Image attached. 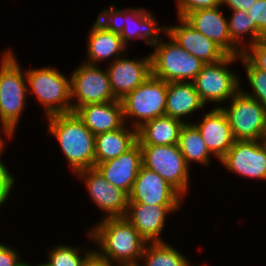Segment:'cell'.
<instances>
[{
  "mask_svg": "<svg viewBox=\"0 0 266 266\" xmlns=\"http://www.w3.org/2000/svg\"><path fill=\"white\" fill-rule=\"evenodd\" d=\"M87 232L88 240L97 245L95 251L111 264H140L147 242L124 217L99 219Z\"/></svg>",
  "mask_w": 266,
  "mask_h": 266,
  "instance_id": "6da1fadb",
  "label": "cell"
},
{
  "mask_svg": "<svg viewBox=\"0 0 266 266\" xmlns=\"http://www.w3.org/2000/svg\"><path fill=\"white\" fill-rule=\"evenodd\" d=\"M47 122L74 175L95 168V135L75 112L49 116Z\"/></svg>",
  "mask_w": 266,
  "mask_h": 266,
  "instance_id": "7a4b0ae2",
  "label": "cell"
},
{
  "mask_svg": "<svg viewBox=\"0 0 266 266\" xmlns=\"http://www.w3.org/2000/svg\"><path fill=\"white\" fill-rule=\"evenodd\" d=\"M12 49H6L0 60V129L15 136L27 104L28 84Z\"/></svg>",
  "mask_w": 266,
  "mask_h": 266,
  "instance_id": "3957f363",
  "label": "cell"
},
{
  "mask_svg": "<svg viewBox=\"0 0 266 266\" xmlns=\"http://www.w3.org/2000/svg\"><path fill=\"white\" fill-rule=\"evenodd\" d=\"M28 94L35 95L46 117L72 112L70 77L51 66L25 69Z\"/></svg>",
  "mask_w": 266,
  "mask_h": 266,
  "instance_id": "277c9868",
  "label": "cell"
},
{
  "mask_svg": "<svg viewBox=\"0 0 266 266\" xmlns=\"http://www.w3.org/2000/svg\"><path fill=\"white\" fill-rule=\"evenodd\" d=\"M116 6L111 3L99 13L119 32L125 46L133 39L142 40L152 46L162 40L160 33L167 35L168 25L159 27L156 17L145 7L119 9Z\"/></svg>",
  "mask_w": 266,
  "mask_h": 266,
  "instance_id": "5b68a950",
  "label": "cell"
},
{
  "mask_svg": "<svg viewBox=\"0 0 266 266\" xmlns=\"http://www.w3.org/2000/svg\"><path fill=\"white\" fill-rule=\"evenodd\" d=\"M166 36L167 41L162 39L151 46V75L167 83L193 82L204 64Z\"/></svg>",
  "mask_w": 266,
  "mask_h": 266,
  "instance_id": "8992f818",
  "label": "cell"
},
{
  "mask_svg": "<svg viewBox=\"0 0 266 266\" xmlns=\"http://www.w3.org/2000/svg\"><path fill=\"white\" fill-rule=\"evenodd\" d=\"M237 60H240V56L227 55L219 62L204 64L202 66L193 84L201 101L205 105L215 103L218 106L214 107L220 108L221 105L229 102L240 90V83L243 79H240V75L237 73L238 71H232L228 67Z\"/></svg>",
  "mask_w": 266,
  "mask_h": 266,
  "instance_id": "52a82bcc",
  "label": "cell"
},
{
  "mask_svg": "<svg viewBox=\"0 0 266 266\" xmlns=\"http://www.w3.org/2000/svg\"><path fill=\"white\" fill-rule=\"evenodd\" d=\"M168 83L150 75L122 100L125 123L135 129L145 122L165 115ZM132 121V122H130Z\"/></svg>",
  "mask_w": 266,
  "mask_h": 266,
  "instance_id": "ba28073f",
  "label": "cell"
},
{
  "mask_svg": "<svg viewBox=\"0 0 266 266\" xmlns=\"http://www.w3.org/2000/svg\"><path fill=\"white\" fill-rule=\"evenodd\" d=\"M143 166L155 171L183 197L190 190V167L187 165L178 144L140 145ZM190 179V180H189Z\"/></svg>",
  "mask_w": 266,
  "mask_h": 266,
  "instance_id": "9c48e42d",
  "label": "cell"
},
{
  "mask_svg": "<svg viewBox=\"0 0 266 266\" xmlns=\"http://www.w3.org/2000/svg\"><path fill=\"white\" fill-rule=\"evenodd\" d=\"M225 112L235 140L259 141L266 133V109L241 89L232 97Z\"/></svg>",
  "mask_w": 266,
  "mask_h": 266,
  "instance_id": "30bf717a",
  "label": "cell"
},
{
  "mask_svg": "<svg viewBox=\"0 0 266 266\" xmlns=\"http://www.w3.org/2000/svg\"><path fill=\"white\" fill-rule=\"evenodd\" d=\"M80 64L70 75L72 112L88 104L118 100L112 92L106 69L84 62Z\"/></svg>",
  "mask_w": 266,
  "mask_h": 266,
  "instance_id": "8fae6325",
  "label": "cell"
},
{
  "mask_svg": "<svg viewBox=\"0 0 266 266\" xmlns=\"http://www.w3.org/2000/svg\"><path fill=\"white\" fill-rule=\"evenodd\" d=\"M83 181L92 202L101 210L104 218L124 217L127 212L129 195L110 184L96 168L82 170L75 174Z\"/></svg>",
  "mask_w": 266,
  "mask_h": 266,
  "instance_id": "7c38bea8",
  "label": "cell"
},
{
  "mask_svg": "<svg viewBox=\"0 0 266 266\" xmlns=\"http://www.w3.org/2000/svg\"><path fill=\"white\" fill-rule=\"evenodd\" d=\"M219 162L239 177L266 180V150L260 140H236Z\"/></svg>",
  "mask_w": 266,
  "mask_h": 266,
  "instance_id": "4fadbf2b",
  "label": "cell"
},
{
  "mask_svg": "<svg viewBox=\"0 0 266 266\" xmlns=\"http://www.w3.org/2000/svg\"><path fill=\"white\" fill-rule=\"evenodd\" d=\"M183 199V200H182ZM184 197L158 173L141 166L132 190L129 203L146 205H182Z\"/></svg>",
  "mask_w": 266,
  "mask_h": 266,
  "instance_id": "5bb4252c",
  "label": "cell"
},
{
  "mask_svg": "<svg viewBox=\"0 0 266 266\" xmlns=\"http://www.w3.org/2000/svg\"><path fill=\"white\" fill-rule=\"evenodd\" d=\"M106 66L114 96L122 100L151 75L150 53L145 57L129 59L128 52Z\"/></svg>",
  "mask_w": 266,
  "mask_h": 266,
  "instance_id": "9a60e30c",
  "label": "cell"
},
{
  "mask_svg": "<svg viewBox=\"0 0 266 266\" xmlns=\"http://www.w3.org/2000/svg\"><path fill=\"white\" fill-rule=\"evenodd\" d=\"M86 42L87 60L82 62L90 65L101 64V62L109 58H113L114 61L129 50L123 44L119 32L101 13L98 14L92 27L89 29Z\"/></svg>",
  "mask_w": 266,
  "mask_h": 266,
  "instance_id": "2e32d148",
  "label": "cell"
},
{
  "mask_svg": "<svg viewBox=\"0 0 266 266\" xmlns=\"http://www.w3.org/2000/svg\"><path fill=\"white\" fill-rule=\"evenodd\" d=\"M223 7L220 5L215 8L195 10L188 13L184 19L195 30L213 40L227 55L241 56L243 51L231 40L228 18L224 16Z\"/></svg>",
  "mask_w": 266,
  "mask_h": 266,
  "instance_id": "e0dca14e",
  "label": "cell"
},
{
  "mask_svg": "<svg viewBox=\"0 0 266 266\" xmlns=\"http://www.w3.org/2000/svg\"><path fill=\"white\" fill-rule=\"evenodd\" d=\"M182 205H146L141 203H128L124 216L140 233L147 243L165 242L162 231L166 226L167 215L179 211Z\"/></svg>",
  "mask_w": 266,
  "mask_h": 266,
  "instance_id": "ac0fdd59",
  "label": "cell"
},
{
  "mask_svg": "<svg viewBox=\"0 0 266 266\" xmlns=\"http://www.w3.org/2000/svg\"><path fill=\"white\" fill-rule=\"evenodd\" d=\"M168 25V35L186 52L198 58L203 64H212L224 59L227 54L216 43L195 30L184 18Z\"/></svg>",
  "mask_w": 266,
  "mask_h": 266,
  "instance_id": "d6986e66",
  "label": "cell"
},
{
  "mask_svg": "<svg viewBox=\"0 0 266 266\" xmlns=\"http://www.w3.org/2000/svg\"><path fill=\"white\" fill-rule=\"evenodd\" d=\"M193 124L200 131L207 149L218 161L229 151L236 141L225 112L213 107Z\"/></svg>",
  "mask_w": 266,
  "mask_h": 266,
  "instance_id": "ffe728a7",
  "label": "cell"
},
{
  "mask_svg": "<svg viewBox=\"0 0 266 266\" xmlns=\"http://www.w3.org/2000/svg\"><path fill=\"white\" fill-rule=\"evenodd\" d=\"M142 165V149L137 141L120 156L98 163L95 168L110 184L129 195Z\"/></svg>",
  "mask_w": 266,
  "mask_h": 266,
  "instance_id": "44dd1931",
  "label": "cell"
},
{
  "mask_svg": "<svg viewBox=\"0 0 266 266\" xmlns=\"http://www.w3.org/2000/svg\"><path fill=\"white\" fill-rule=\"evenodd\" d=\"M75 113L95 136L115 131L126 124L121 100L88 104L79 107Z\"/></svg>",
  "mask_w": 266,
  "mask_h": 266,
  "instance_id": "7402d4cb",
  "label": "cell"
},
{
  "mask_svg": "<svg viewBox=\"0 0 266 266\" xmlns=\"http://www.w3.org/2000/svg\"><path fill=\"white\" fill-rule=\"evenodd\" d=\"M205 106L193 82H168L165 115L178 119L184 124L193 123L190 121V115L202 109L204 111Z\"/></svg>",
  "mask_w": 266,
  "mask_h": 266,
  "instance_id": "603a6c76",
  "label": "cell"
},
{
  "mask_svg": "<svg viewBox=\"0 0 266 266\" xmlns=\"http://www.w3.org/2000/svg\"><path fill=\"white\" fill-rule=\"evenodd\" d=\"M184 123L167 115L145 122L137 129V141L140 145L178 144L180 130Z\"/></svg>",
  "mask_w": 266,
  "mask_h": 266,
  "instance_id": "cb8c5ba5",
  "label": "cell"
},
{
  "mask_svg": "<svg viewBox=\"0 0 266 266\" xmlns=\"http://www.w3.org/2000/svg\"><path fill=\"white\" fill-rule=\"evenodd\" d=\"M128 126L95 136V165L120 156L137 142V129Z\"/></svg>",
  "mask_w": 266,
  "mask_h": 266,
  "instance_id": "d4e9b609",
  "label": "cell"
},
{
  "mask_svg": "<svg viewBox=\"0 0 266 266\" xmlns=\"http://www.w3.org/2000/svg\"><path fill=\"white\" fill-rule=\"evenodd\" d=\"M178 146L190 168L194 162L210 167L213 155L207 149L200 131L193 123H186L182 126Z\"/></svg>",
  "mask_w": 266,
  "mask_h": 266,
  "instance_id": "484cf974",
  "label": "cell"
},
{
  "mask_svg": "<svg viewBox=\"0 0 266 266\" xmlns=\"http://www.w3.org/2000/svg\"><path fill=\"white\" fill-rule=\"evenodd\" d=\"M140 262L138 266H192L178 248L167 242L147 243Z\"/></svg>",
  "mask_w": 266,
  "mask_h": 266,
  "instance_id": "4316f807",
  "label": "cell"
},
{
  "mask_svg": "<svg viewBox=\"0 0 266 266\" xmlns=\"http://www.w3.org/2000/svg\"><path fill=\"white\" fill-rule=\"evenodd\" d=\"M228 28L231 40L244 52L250 45L265 38L256 28L254 21L249 18L247 11H231ZM246 36V38H245ZM249 36V37H248ZM248 38V39H247Z\"/></svg>",
  "mask_w": 266,
  "mask_h": 266,
  "instance_id": "83f0119b",
  "label": "cell"
},
{
  "mask_svg": "<svg viewBox=\"0 0 266 266\" xmlns=\"http://www.w3.org/2000/svg\"><path fill=\"white\" fill-rule=\"evenodd\" d=\"M70 246V244H58L47 252V263L50 266H81L84 260L94 251L89 247ZM82 249V250H81ZM83 253V254H82Z\"/></svg>",
  "mask_w": 266,
  "mask_h": 266,
  "instance_id": "f1b7e54d",
  "label": "cell"
},
{
  "mask_svg": "<svg viewBox=\"0 0 266 266\" xmlns=\"http://www.w3.org/2000/svg\"><path fill=\"white\" fill-rule=\"evenodd\" d=\"M240 63L243 64L246 80L251 87V92L244 90L243 85L240 89L266 109V71L256 68L243 54L240 56Z\"/></svg>",
  "mask_w": 266,
  "mask_h": 266,
  "instance_id": "f546056e",
  "label": "cell"
},
{
  "mask_svg": "<svg viewBox=\"0 0 266 266\" xmlns=\"http://www.w3.org/2000/svg\"><path fill=\"white\" fill-rule=\"evenodd\" d=\"M176 2V16L182 18L192 11L215 8L221 5V0H176Z\"/></svg>",
  "mask_w": 266,
  "mask_h": 266,
  "instance_id": "4dcf8cb0",
  "label": "cell"
},
{
  "mask_svg": "<svg viewBox=\"0 0 266 266\" xmlns=\"http://www.w3.org/2000/svg\"><path fill=\"white\" fill-rule=\"evenodd\" d=\"M243 55L258 69L266 71V38L250 45Z\"/></svg>",
  "mask_w": 266,
  "mask_h": 266,
  "instance_id": "1f68e13d",
  "label": "cell"
},
{
  "mask_svg": "<svg viewBox=\"0 0 266 266\" xmlns=\"http://www.w3.org/2000/svg\"><path fill=\"white\" fill-rule=\"evenodd\" d=\"M0 158V208L9 201L12 189L15 185L14 175ZM5 203V204H4Z\"/></svg>",
  "mask_w": 266,
  "mask_h": 266,
  "instance_id": "d6a6232c",
  "label": "cell"
},
{
  "mask_svg": "<svg viewBox=\"0 0 266 266\" xmlns=\"http://www.w3.org/2000/svg\"><path fill=\"white\" fill-rule=\"evenodd\" d=\"M257 30L266 38V0H257L247 11Z\"/></svg>",
  "mask_w": 266,
  "mask_h": 266,
  "instance_id": "836d02e7",
  "label": "cell"
},
{
  "mask_svg": "<svg viewBox=\"0 0 266 266\" xmlns=\"http://www.w3.org/2000/svg\"><path fill=\"white\" fill-rule=\"evenodd\" d=\"M12 246L0 242V266H20L24 261Z\"/></svg>",
  "mask_w": 266,
  "mask_h": 266,
  "instance_id": "e575fe53",
  "label": "cell"
},
{
  "mask_svg": "<svg viewBox=\"0 0 266 266\" xmlns=\"http://www.w3.org/2000/svg\"><path fill=\"white\" fill-rule=\"evenodd\" d=\"M257 0H221V5H225L230 11L243 10L248 11Z\"/></svg>",
  "mask_w": 266,
  "mask_h": 266,
  "instance_id": "d590c367",
  "label": "cell"
},
{
  "mask_svg": "<svg viewBox=\"0 0 266 266\" xmlns=\"http://www.w3.org/2000/svg\"><path fill=\"white\" fill-rule=\"evenodd\" d=\"M81 266H114L94 251L84 260Z\"/></svg>",
  "mask_w": 266,
  "mask_h": 266,
  "instance_id": "8d00e7d4",
  "label": "cell"
},
{
  "mask_svg": "<svg viewBox=\"0 0 266 266\" xmlns=\"http://www.w3.org/2000/svg\"><path fill=\"white\" fill-rule=\"evenodd\" d=\"M0 131L2 132H0L1 134H0V158H1V155L3 154V152L5 151V149L6 148H4L6 145H5V138L6 139H10L11 140V138L13 139V137L7 132V131H5V130H2V129H0ZM1 135H5L4 137H1ZM4 150V151H3Z\"/></svg>",
  "mask_w": 266,
  "mask_h": 266,
  "instance_id": "74e56055",
  "label": "cell"
},
{
  "mask_svg": "<svg viewBox=\"0 0 266 266\" xmlns=\"http://www.w3.org/2000/svg\"><path fill=\"white\" fill-rule=\"evenodd\" d=\"M260 141H261V144L263 145V147L266 150V133L262 136Z\"/></svg>",
  "mask_w": 266,
  "mask_h": 266,
  "instance_id": "f35d334b",
  "label": "cell"
},
{
  "mask_svg": "<svg viewBox=\"0 0 266 266\" xmlns=\"http://www.w3.org/2000/svg\"><path fill=\"white\" fill-rule=\"evenodd\" d=\"M31 266H34L31 264ZM35 266H50L47 262H41V263H38V264H35Z\"/></svg>",
  "mask_w": 266,
  "mask_h": 266,
  "instance_id": "ab89813d",
  "label": "cell"
},
{
  "mask_svg": "<svg viewBox=\"0 0 266 266\" xmlns=\"http://www.w3.org/2000/svg\"><path fill=\"white\" fill-rule=\"evenodd\" d=\"M20 266H31V263L25 260Z\"/></svg>",
  "mask_w": 266,
  "mask_h": 266,
  "instance_id": "60d3db41",
  "label": "cell"
},
{
  "mask_svg": "<svg viewBox=\"0 0 266 266\" xmlns=\"http://www.w3.org/2000/svg\"><path fill=\"white\" fill-rule=\"evenodd\" d=\"M114 266H136V265H114Z\"/></svg>",
  "mask_w": 266,
  "mask_h": 266,
  "instance_id": "b9f144b4",
  "label": "cell"
}]
</instances>
